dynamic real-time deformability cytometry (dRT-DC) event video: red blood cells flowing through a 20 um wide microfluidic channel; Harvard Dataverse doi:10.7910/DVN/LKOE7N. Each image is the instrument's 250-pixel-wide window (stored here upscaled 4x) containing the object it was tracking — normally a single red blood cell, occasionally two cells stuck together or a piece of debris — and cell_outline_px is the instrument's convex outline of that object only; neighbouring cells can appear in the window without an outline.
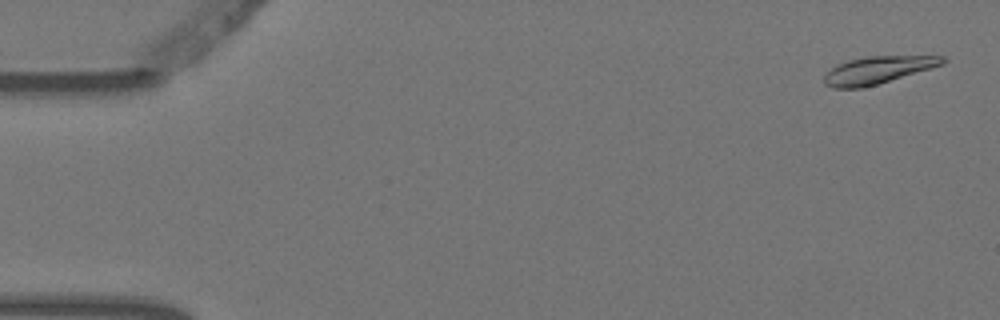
{"species": "Egyptian fruit bat (a non-hibernating species)", "species_latin": "Rousettus aegyptiacus", "temperature_condition": "warm", "stored_images_in_passage": 5, "camera_frame_rate_fps": 3000, "um_per_image_px": 0.085, "animal": {"sex": "female"}, "frame": {"image": 1, "passage_image": 1, "time_ms": 0.0, "image_size_px": [1000, 320], "cell_outline_px": [[948, 60], [944, 64], [876, 84], [860, 88], [832, 88], [824, 84], [824, 76], [836, 64], [848, 60], [868, 56], [944, 56]], "centroid_in_image_um": [74.59, 5.94], "position_along_channel_um": 10.4, "area_um2": 18.61}}